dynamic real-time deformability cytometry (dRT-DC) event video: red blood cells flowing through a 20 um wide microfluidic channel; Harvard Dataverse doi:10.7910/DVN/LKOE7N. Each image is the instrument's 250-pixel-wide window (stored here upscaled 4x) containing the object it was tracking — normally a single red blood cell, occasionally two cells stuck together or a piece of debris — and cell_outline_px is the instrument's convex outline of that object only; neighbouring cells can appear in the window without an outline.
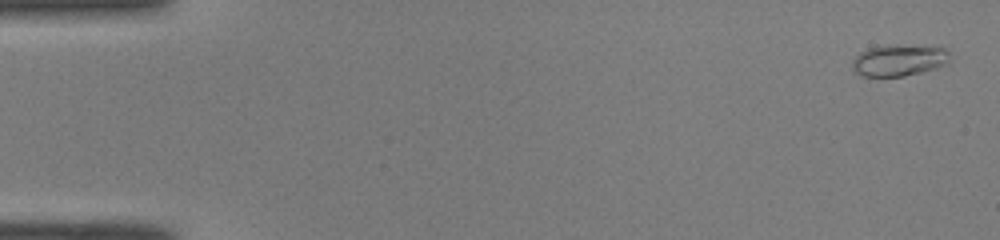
{"species": "common noctule bat (a hibernating species)", "species_latin": "Nyctalus noctula", "temperature_condition": "room temperature", "stored_images_in_passage": 51, "camera_frame_rate_fps": 3000, "um_per_image_px": 0.085, "animal": {"sex": "male", "body_mass_g": 19.0, "forearm_length_mm": 50.8}, "frame": {"image": 1, "passage_image": 2, "time_ms": 0.333, "image_size_px": [1000, 240], "cell_outline_px": [[948, 64], [936, 68], [904, 76], [860, 76], [852, 68], [852, 60], [860, 52], [868, 48], [884, 44], [896, 44], [944, 48], [948, 52]], "centroid_in_image_um": [76.37, 5.11], "position_along_channel_um": 8.6, "area_um2": 18.03}}
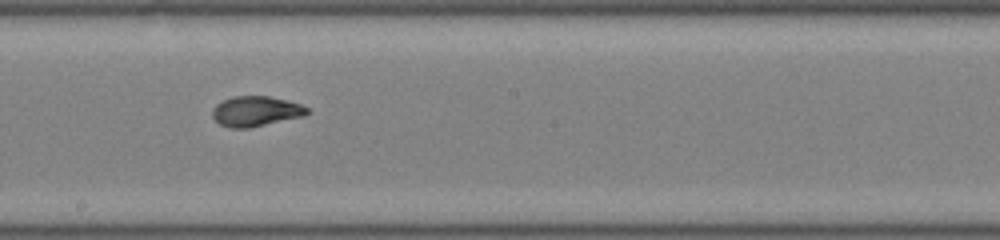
{"frame": {"image": 2, "passage_image": 29, "time_ms": 9.333, "image_size_px": [1000, 240], "cell_outline_px": [[308, 112], [304, 116], [248, 128], [228, 128], [220, 124], [212, 116], [212, 108], [216, 104], [232, 96], [268, 96], [300, 104], [308, 108]], "centroid_in_image_um": [21.71, 9.46], "position_along_channel_um": 226.5, "area_um2": 16.53}}
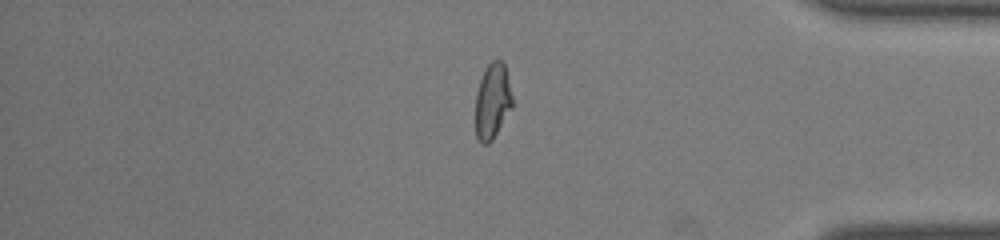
{"frame": {"image": 3, "passage_image": 43, "time_ms": 14.0, "image_size_px": [1000, 240], "cell_outline_px": [[512, 108], [492, 140], [488, 144], [480, 144], [476, 136], [476, 92], [480, 80], [488, 64], [492, 60], [500, 60], [504, 64], [512, 96]], "centroid_in_image_um": [41.85, 8.63], "position_along_channel_um": 393.4, "area_um2": 16.07}, "authors_computed_cell_mechanics": {"area_um2": 16.6464, "velocity_mm_per_s": 4.084, "shape_relaxation_time_tau1_ms": 4.2982, "shape_relaxation_time_tau2_ms": 1.4392, "deformation_change_tau1": 0.1936, "deformation_change_tau2": 0.0577}}